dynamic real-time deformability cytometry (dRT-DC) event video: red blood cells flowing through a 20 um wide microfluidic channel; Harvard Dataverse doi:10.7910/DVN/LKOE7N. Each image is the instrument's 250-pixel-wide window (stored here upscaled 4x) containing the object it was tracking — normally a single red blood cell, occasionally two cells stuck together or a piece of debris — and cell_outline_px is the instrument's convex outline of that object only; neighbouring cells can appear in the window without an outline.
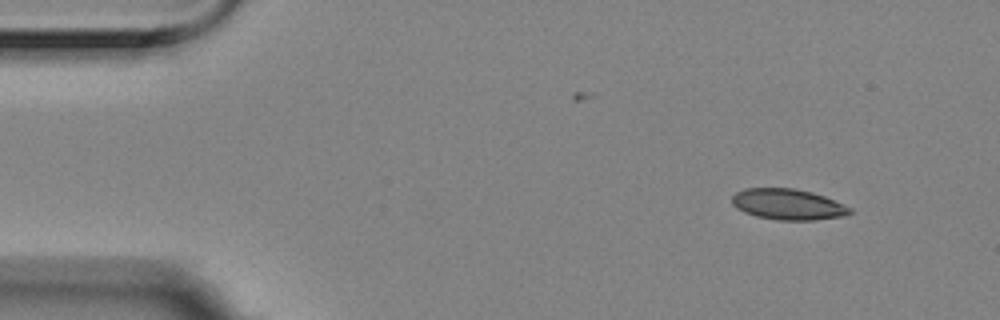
{"species": "Egyptian fruit bat (a non-hibernating species)", "species_latin": "Rousettus aegyptiacus", "temperature_condition": "room temperature", "stored_images_in_passage": 4, "camera_frame_rate_fps": 3000, "um_per_image_px": 0.085, "animal": {"sex": "female"}, "frame": {"image": 1, "passage_image": 1, "time_ms": 0.0, "image_size_px": [1000, 320], "cell_outline_px": [[852, 212], [844, 216], [812, 220], [776, 220], [756, 216], [744, 212], [736, 208], [732, 204], [732, 196], [736, 192], [744, 188], [796, 188], [812, 192], [824, 196], [852, 208]], "centroid_in_image_um": [66.96, 17.36], "position_along_channel_um": 18.0, "area_um2": 21.27}}
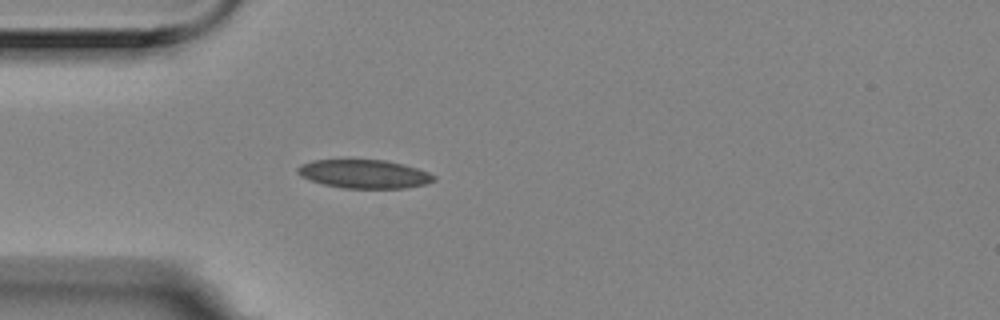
{"frame": {"image": 2, "passage_image": 4, "time_ms": 1.0, "image_size_px": [1000, 320], "cell_outline_px": [[436, 180], [424, 184], [404, 188], [344, 188], [324, 184], [300, 176], [296, 172], [296, 168], [300, 164], [312, 160], [388, 160], [404, 164], [428, 172], [436, 176]], "centroid_in_image_um": [30.95, 14.78], "position_along_channel_um": 54.1, "area_um2": 22.66}}